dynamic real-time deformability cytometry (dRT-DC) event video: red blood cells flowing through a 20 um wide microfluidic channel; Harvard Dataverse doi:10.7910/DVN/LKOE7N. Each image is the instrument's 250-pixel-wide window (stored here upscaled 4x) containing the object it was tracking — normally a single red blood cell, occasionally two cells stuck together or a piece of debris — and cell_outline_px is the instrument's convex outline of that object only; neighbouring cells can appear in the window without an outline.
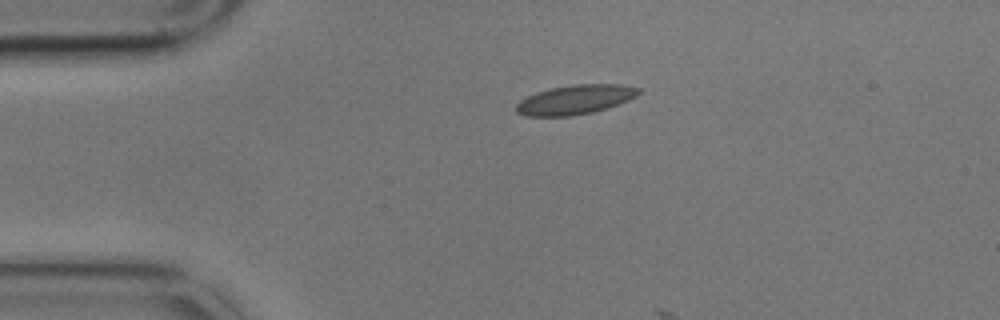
{"species": "common noctule bat (a hibernating species)", "species_latin": "Nyctalus noctula", "temperature_condition": "cold", "stored_images_in_passage": 6, "camera_frame_rate_fps": 3000, "um_per_image_px": 0.085, "animal": {"sex": "male", "body_mass_g": 17.9}, "frame": {"image": 1, "passage_image": 6, "time_ms": 1.667, "image_size_px": [1000, 320], "cell_outline_px": [[640, 92], [636, 96], [628, 100], [592, 112], [572, 116], [528, 116], [516, 112], [516, 104], [520, 100], [536, 92], [552, 88], [576, 84], [620, 84], [640, 88]], "centroid_in_image_um": [48.87, 8.46], "position_along_channel_um": 36.1, "area_um2": 20.69}}